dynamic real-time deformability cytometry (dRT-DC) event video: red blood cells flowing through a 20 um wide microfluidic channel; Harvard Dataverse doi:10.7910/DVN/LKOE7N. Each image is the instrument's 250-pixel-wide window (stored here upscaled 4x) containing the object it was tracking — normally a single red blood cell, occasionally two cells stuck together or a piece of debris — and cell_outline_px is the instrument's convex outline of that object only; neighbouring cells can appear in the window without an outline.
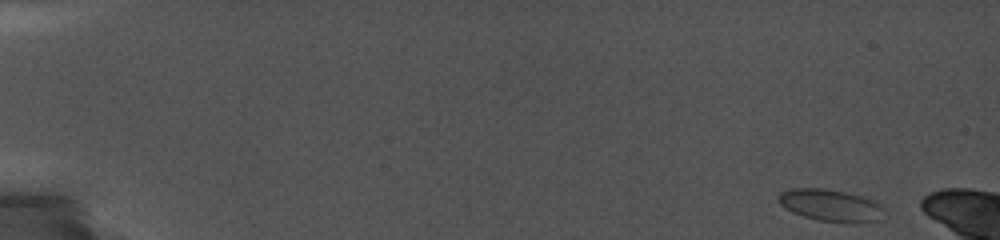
{"species": "common noctule bat (a hibernating species)", "species_latin": "Nyctalus noctula", "temperature_condition": "cold", "stored_images_in_passage": 16, "camera_frame_rate_fps": 5000, "um_per_image_px": 0.085, "animal": {"sex": "female", "body_mass_g": 19.0, "forearm_length_mm": 56.7}, "frame": {"image": 1, "passage_image": 1, "time_ms": 0.0, "image_size_px": [1000, 240], "cell_outline_px": [[880, 208], [872, 220], [820, 220], [804, 216], [792, 212], [784, 208], [776, 200], [780, 192], [792, 188], [820, 188], [844, 192], [860, 196], [876, 204]], "centroid_in_image_um": [70.32, 17.38], "position_along_channel_um": 14.7, "area_um2": 18.09}}
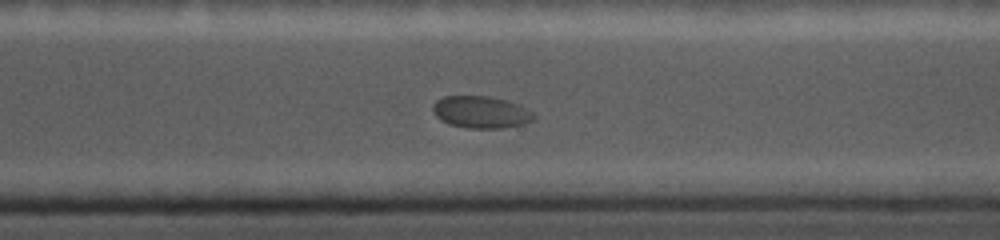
{"frame": {"image": 2, "passage_image": 16, "time_ms": 13.4, "image_size_px": [1000, 240], "cell_outline_px": [[536, 116], [532, 120], [524, 124], [504, 128], [468, 128], [452, 124], [440, 120], [436, 116], [432, 108], [432, 104], [436, 100], [444, 96], [488, 96], [504, 100], [528, 108]], "centroid_in_image_um": [40.88, 9.53], "position_along_channel_um": 329.7, "area_um2": 18.79}}